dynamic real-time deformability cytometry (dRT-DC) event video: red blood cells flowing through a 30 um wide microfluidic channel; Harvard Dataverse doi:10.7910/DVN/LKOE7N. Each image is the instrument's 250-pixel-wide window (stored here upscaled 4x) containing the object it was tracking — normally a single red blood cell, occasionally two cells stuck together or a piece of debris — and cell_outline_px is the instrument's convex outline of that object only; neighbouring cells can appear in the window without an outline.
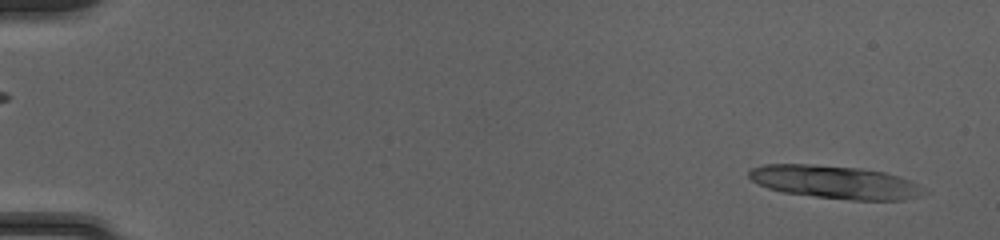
{"species": "common noctule bat (a hibernating species)", "species_latin": "Nyctalus noctula", "temperature_condition": "cold", "stored_images_in_passage": 28, "camera_frame_rate_fps": 3000, "um_per_image_px": 0.085, "animal": {"sex": "female", "body_mass_g": 20.0, "forearm_length_mm": 54.0}, "frame": {"image": 1, "passage_image": 2, "time_ms": 0.333, "image_size_px": [1000, 240], "cell_outline_px": [[928, 192], [920, 196], [904, 200], [852, 200], [816, 196], [784, 192], [768, 188], [752, 180], [748, 176], [748, 172], [752, 168], [764, 164], [808, 164], [856, 168], [884, 172], [908, 180], [916, 184]], "centroid_in_image_um": [70.97, 15.48], "position_along_channel_um": 14.0, "area_um2": 33.23}}
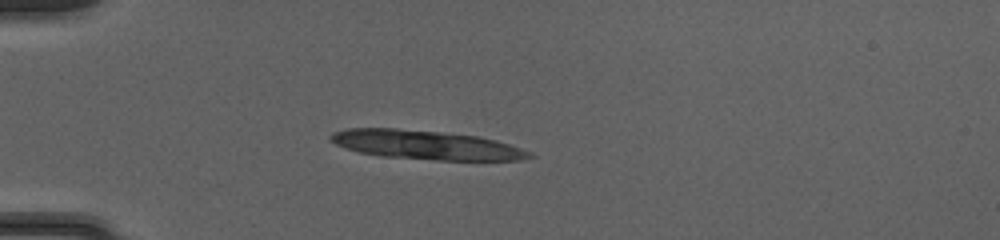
{"frame": {"image": 2, "passage_image": 14, "time_ms": 4.333, "image_size_px": [1000, 240], "cell_outline_px": [[536, 156], [520, 160], [436, 160], [380, 156], [360, 152], [336, 144], [328, 136], [332, 132], [348, 128], [396, 128], [440, 132], [476, 136], [496, 140], [532, 152]], "centroid_in_image_um": [36.22, 12.32], "position_along_channel_um": 48.8, "area_um2": 33.47}}
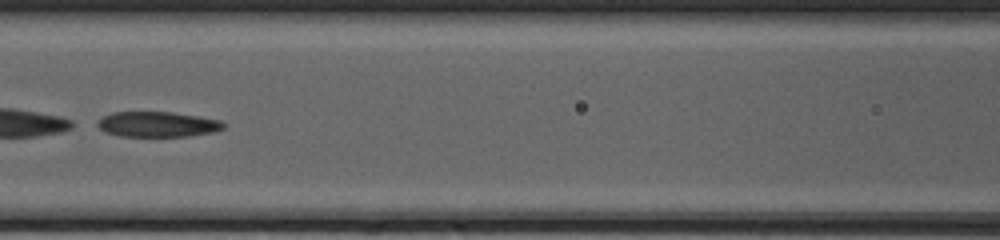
{"frame": {"image": 3, "passage_image": 24, "time_ms": 7.667, "image_size_px": [1000, 240], "cell_outline_px": [[228, 124], [224, 128], [212, 132], [188, 136], [120, 136], [104, 132], [96, 124], [104, 116], [112, 112], [172, 112], [200, 116], [220, 120]], "centroid_in_image_um": [13.42, 10.56], "position_along_channel_um": 153.2, "area_um2": 18.61}}